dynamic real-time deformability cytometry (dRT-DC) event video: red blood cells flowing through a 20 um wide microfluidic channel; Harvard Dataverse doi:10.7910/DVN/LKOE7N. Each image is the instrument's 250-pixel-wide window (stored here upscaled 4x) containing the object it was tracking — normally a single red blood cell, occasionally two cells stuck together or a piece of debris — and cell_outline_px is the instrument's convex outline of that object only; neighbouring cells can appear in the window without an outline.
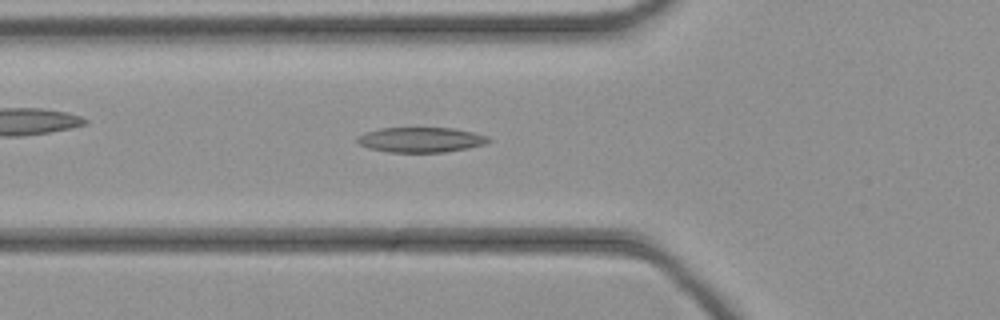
{"species": "common noctule bat (a hibernating species)", "species_latin": "Nyctalus noctula", "temperature_condition": "cold", "stored_images_in_passage": 44, "camera_frame_rate_fps": 3000, "um_per_image_px": 0.085, "animal": {"sex": "female", "body_mass_g": 21.9}, "frame": {"image": 1, "passage_image": 15, "time_ms": 4.667, "image_size_px": [1000, 320], "cell_outline_px": [[492, 140], [488, 144], [468, 148], [444, 152], [388, 152], [368, 148], [360, 144], [356, 140], [356, 136], [364, 132], [380, 128], [452, 128], [472, 132], [488, 136]], "centroid_in_image_um": [35.77, 11.88], "position_along_channel_um": 90.0, "area_um2": 19.31}}
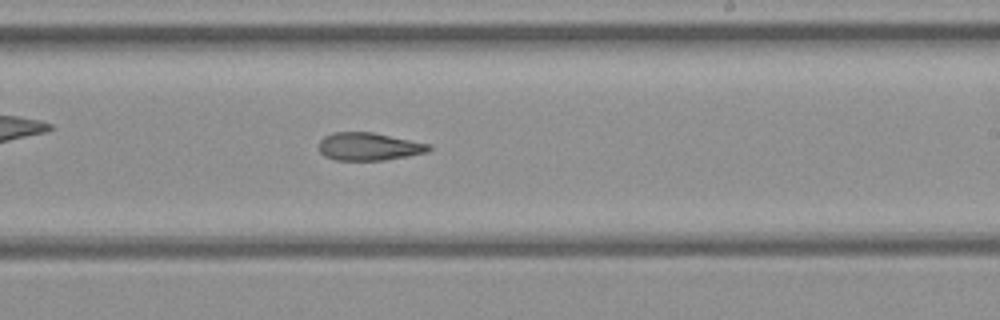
{"frame": {"image": 2, "passage_image": 26, "time_ms": 8.333, "image_size_px": [1000, 320], "cell_outline_px": [[432, 148], [428, 152], [408, 156], [384, 160], [336, 160], [324, 156], [320, 152], [320, 140], [324, 136], [332, 132], [372, 132], [432, 144]], "centroid_in_image_um": [31.38, 12.45], "position_along_channel_um": 257.6, "area_um2": 17.92}}
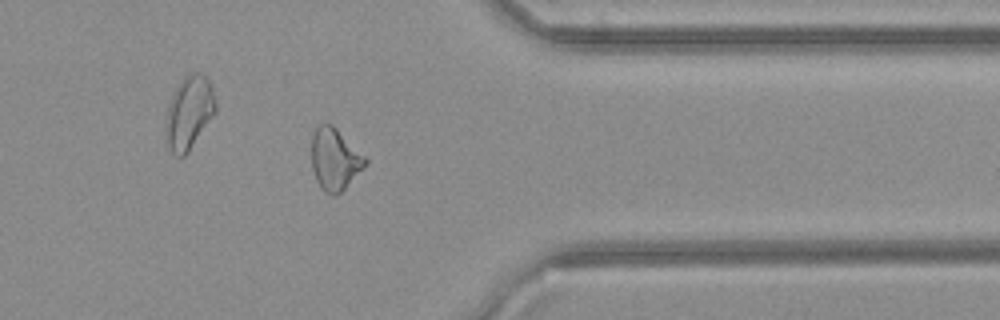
{"frame": {"image": 3, "passage_image": 35, "time_ms": 11.333, "image_size_px": [1000, 320], "cell_outline_px": [[368, 160], [344, 188], [340, 192], [332, 196], [324, 192], [320, 188], [316, 180], [312, 168], [312, 132], [324, 120], [332, 124]], "centroid_in_image_um": [28.39, 13.5], "position_along_channel_um": 383.0, "area_um2": 19.02}}